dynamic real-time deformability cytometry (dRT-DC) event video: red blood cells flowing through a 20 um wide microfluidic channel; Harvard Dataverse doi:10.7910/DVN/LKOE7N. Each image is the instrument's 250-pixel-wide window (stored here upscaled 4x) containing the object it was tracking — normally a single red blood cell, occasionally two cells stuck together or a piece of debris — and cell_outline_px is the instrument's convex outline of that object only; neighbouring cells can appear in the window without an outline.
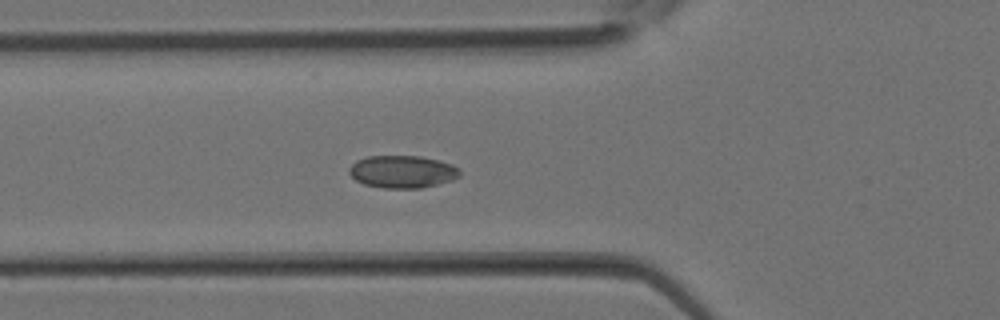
{"species": "Egyptian fruit bat (a non-hibernating species)", "species_latin": "Rousettus aegyptiacus", "temperature_condition": "room temperature", "stored_images_in_passage": 35, "camera_frame_rate_fps": 3000, "um_per_image_px": 0.085, "animal": {"sex": "female"}, "frame": {"image": 1, "passage_image": 12, "time_ms": 3.667, "image_size_px": [1000, 320], "cell_outline_px": [[460, 176], [452, 180], [420, 188], [384, 188], [364, 184], [356, 180], [348, 172], [348, 168], [356, 160], [368, 156], [420, 156], [452, 164], [460, 168]], "centroid_in_image_um": [34.19, 14.59], "position_along_channel_um": 91.6, "area_um2": 20.92}}
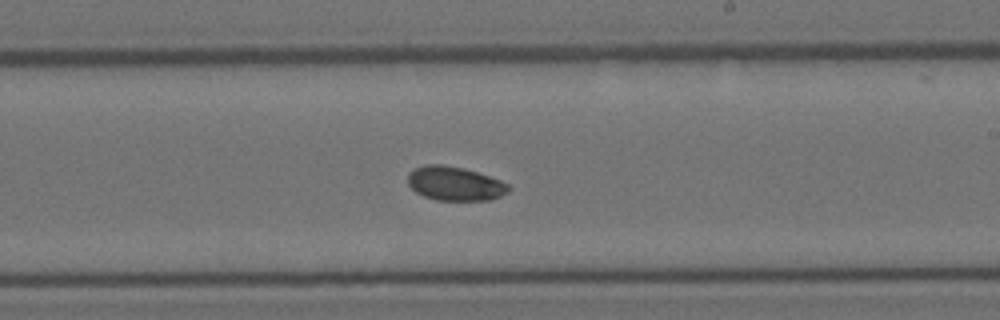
{"frame": {"image": 2, "passage_image": 20, "time_ms": 6.333, "image_size_px": [1000, 320], "cell_outline_px": [[512, 188], [508, 192], [492, 200], [436, 200], [424, 196], [416, 192], [408, 184], [408, 172], [412, 168], [424, 164], [440, 164], [464, 168], [500, 180], [508, 184]], "centroid_in_image_um": [38.65, 15.6], "position_along_channel_um": 250.4, "area_um2": 20.11}}
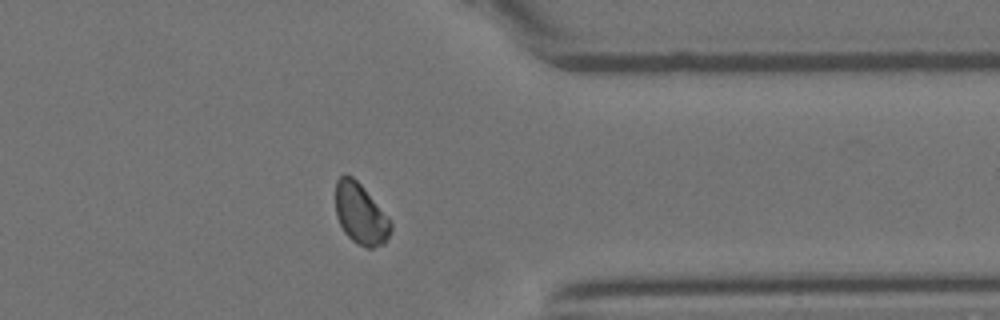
{"frame": {"image": 3, "passage_image": 27, "time_ms": 8.667, "image_size_px": [1000, 320], "cell_outline_px": [[392, 232], [384, 244], [372, 248], [368, 248], [356, 244], [344, 232], [336, 216], [336, 180], [344, 172], [352, 176], [364, 188], [388, 216], [392, 224]], "centroid_in_image_um": [30.66, 18.19], "position_along_channel_um": 380.7, "area_um2": 19.77}}